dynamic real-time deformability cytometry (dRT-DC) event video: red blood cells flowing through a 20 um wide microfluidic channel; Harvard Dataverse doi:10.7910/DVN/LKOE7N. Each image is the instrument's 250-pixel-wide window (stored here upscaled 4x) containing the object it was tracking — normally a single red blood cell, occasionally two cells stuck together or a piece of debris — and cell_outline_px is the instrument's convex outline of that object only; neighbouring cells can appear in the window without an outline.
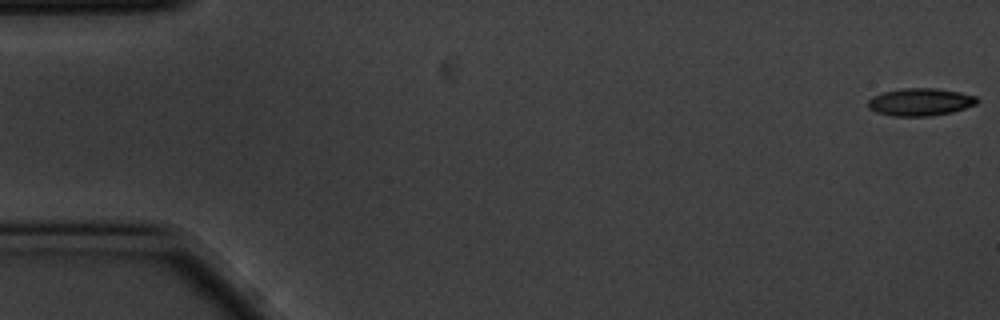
{"species": "common noctule bat (a hibernating species)", "species_latin": "Nyctalus noctula", "temperature_condition": "cold", "stored_images_in_passage": 14, "camera_frame_rate_fps": 3000, "um_per_image_px": 0.085, "animal": {"sex": "male", "body_mass_g": 20.1, "forearm_length_mm": 53.5}, "frame": {"image": 1, "passage_image": 1, "time_ms": 0.0, "image_size_px": [1000, 320], "cell_outline_px": [[980, 100], [976, 104], [952, 112], [928, 116], [892, 116], [876, 112], [868, 108], [868, 100], [872, 96], [884, 92], [904, 88], [936, 88], [960, 92], [976, 96]], "centroid_in_image_um": [78.22, 8.67], "position_along_channel_um": 6.8, "area_um2": 17.51}}
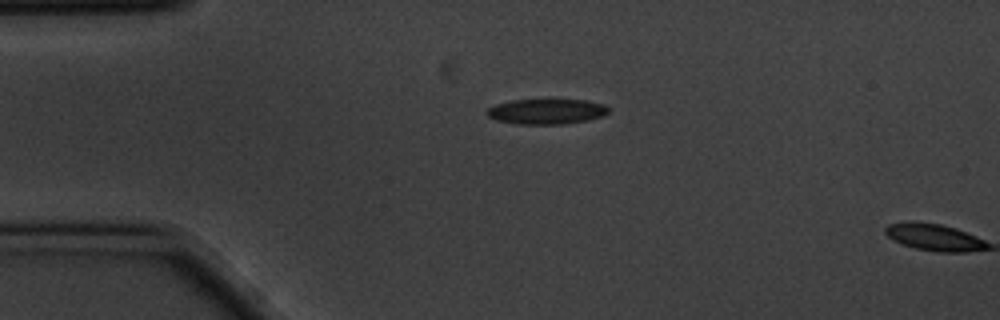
{"frame": {"image": 2, "passage_image": 13, "time_ms": 4.0, "image_size_px": [1000, 320], "cell_outline_px": [[608, 112], [604, 116], [588, 120], [564, 124], [516, 124], [496, 120], [488, 116], [484, 112], [488, 108], [496, 104], [512, 100], [584, 100], [604, 104], [608, 108]], "centroid_in_image_um": [46.44, 9.48], "position_along_channel_um": 38.6, "area_um2": 17.92}}